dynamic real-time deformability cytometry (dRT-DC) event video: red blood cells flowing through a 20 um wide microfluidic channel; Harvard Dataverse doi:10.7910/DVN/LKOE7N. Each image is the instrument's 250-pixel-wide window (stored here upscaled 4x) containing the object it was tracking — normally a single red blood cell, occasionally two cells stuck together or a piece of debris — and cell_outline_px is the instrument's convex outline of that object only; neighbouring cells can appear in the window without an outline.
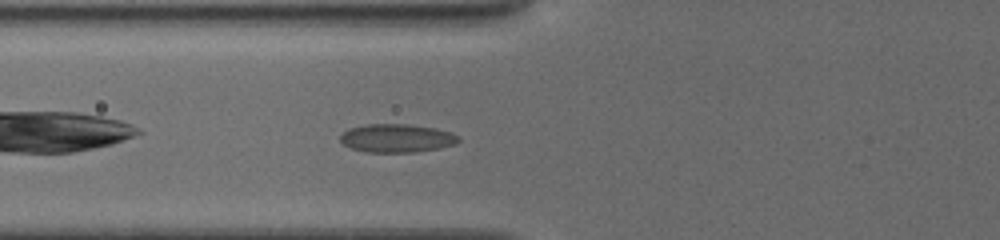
{"species": "common noctule bat (a hibernating species)", "species_latin": "Nyctalus noctula", "temperature_condition": "cold", "stored_images_in_passage": 18, "camera_frame_rate_fps": 3000, "um_per_image_px": 0.085, "animal": {"sex": "female", "body_mass_g": 19.5, "forearm_length_mm": 54.1}, "frame": {"image": 1, "passage_image": 5, "time_ms": 1.0, "image_size_px": [1000, 240], "cell_outline_px": [[460, 140], [456, 144], [440, 148], [412, 152], [368, 152], [352, 148], [344, 144], [340, 140], [340, 136], [348, 128], [364, 124], [408, 124], [436, 128], [452, 132], [460, 136]], "centroid_in_image_um": [33.76, 11.73], "position_along_channel_um": 92.0, "area_um2": 19.65}}
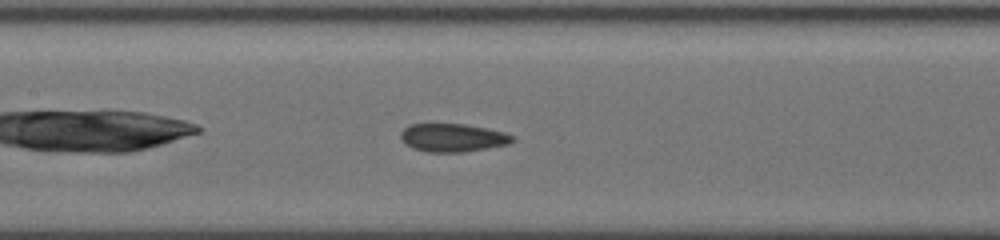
{"frame": {"image": 2, "passage_image": 13, "time_ms": 3.0, "image_size_px": [1000, 240], "cell_outline_px": [[516, 136], [508, 144], [464, 152], [428, 152], [412, 148], [404, 144], [400, 140], [400, 132], [408, 124], [464, 124], [504, 132]], "centroid_in_image_um": [38.42, 11.7], "position_along_channel_um": 169.0, "area_um2": 18.38}}
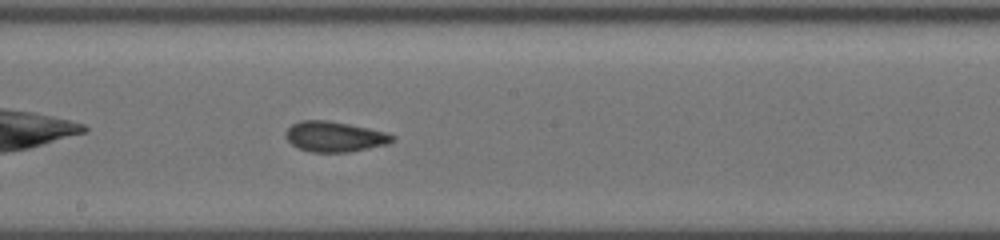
{"frame": {"image": 3, "passage_image": 18, "time_ms": 4.333, "image_size_px": [1000, 240], "cell_outline_px": [[396, 140], [388, 144], [348, 152], [308, 152], [296, 148], [284, 136], [284, 132], [292, 124], [300, 120], [328, 120], [368, 128], [384, 132], [396, 136]], "centroid_in_image_um": [28.41, 11.62], "position_along_channel_um": 219.8, "area_um2": 19.02}}